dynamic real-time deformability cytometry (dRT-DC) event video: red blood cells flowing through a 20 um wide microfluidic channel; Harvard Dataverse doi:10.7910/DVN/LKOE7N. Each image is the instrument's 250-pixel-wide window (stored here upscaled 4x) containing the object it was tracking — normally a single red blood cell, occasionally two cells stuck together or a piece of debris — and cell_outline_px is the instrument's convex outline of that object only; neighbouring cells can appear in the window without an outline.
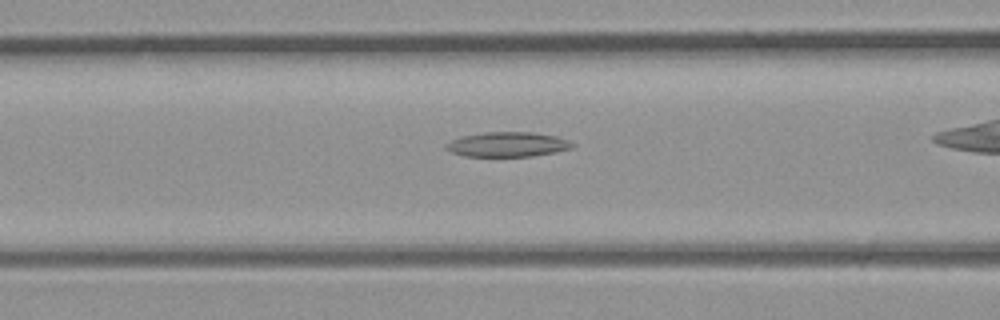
{"species": "common noctule bat (a hibernating species)", "species_latin": "Nyctalus noctula", "temperature_condition": "room temperature", "stored_images_in_passage": 5, "camera_frame_rate_fps": 3000, "um_per_image_px": 0.085, "animal": {"sex": "male", "body_mass_g": 23.1, "forearm_length_mm": 52.7}, "frame": {"image": 1, "passage_image": 4, "time_ms": 1.0, "image_size_px": [1000, 320], "cell_outline_px": [[576, 144], [572, 148], [556, 152], [532, 156], [464, 156], [452, 152], [444, 148], [444, 144], [460, 136], [484, 132], [532, 132], [556, 136], [568, 140]], "centroid_in_image_um": [43.14, 12.27], "position_along_channel_um": 123.5, "area_um2": 18.32}}